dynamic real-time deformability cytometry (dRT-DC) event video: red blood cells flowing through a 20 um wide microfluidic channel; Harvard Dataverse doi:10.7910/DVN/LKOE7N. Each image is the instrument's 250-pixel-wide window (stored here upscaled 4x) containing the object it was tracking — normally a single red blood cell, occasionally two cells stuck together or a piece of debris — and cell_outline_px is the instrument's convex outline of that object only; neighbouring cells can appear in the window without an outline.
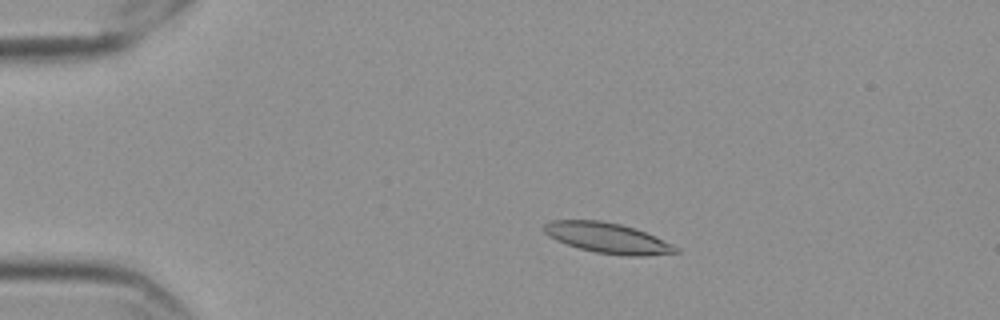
{"species": "Egyptian fruit bat (a non-hibernating species)", "species_latin": "Rousettus aegyptiacus", "temperature_condition": "cold", "stored_images_in_passage": 50, "camera_frame_rate_fps": 3000, "um_per_image_px": 0.085, "frame": {"image": 1, "passage_image": 4, "time_ms": 1.0, "image_size_px": [1000, 320], "cell_outline_px": [[680, 252], [644, 256], [624, 256], [596, 252], [580, 248], [556, 240], [548, 236], [544, 232], [544, 224], [552, 220], [600, 220], [620, 224], [636, 228], [680, 248]], "centroid_in_image_um": [51.65, 20.23], "position_along_channel_um": 33.4, "area_um2": 23.18}}
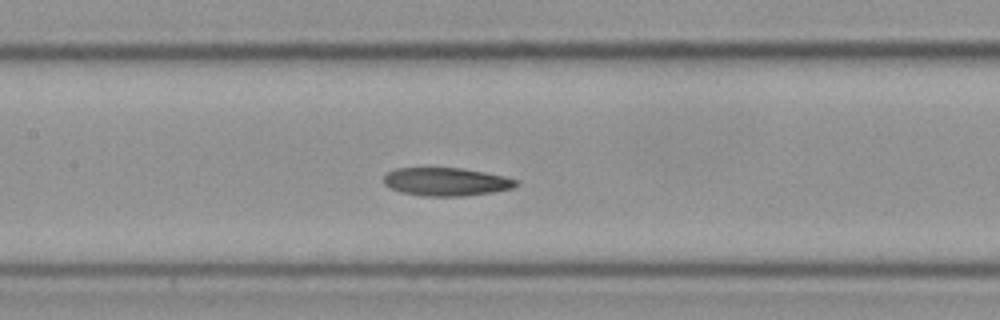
{"frame": {"image": 2, "passage_image": 20, "time_ms": 6.333, "image_size_px": [1000, 320], "cell_outline_px": [[520, 184], [512, 188], [492, 192], [464, 196], [424, 196], [400, 192], [384, 184], [384, 176], [388, 172], [396, 168], [460, 168], [484, 172], [504, 176], [516, 180]], "centroid_in_image_um": [37.92, 15.45], "position_along_channel_um": 169.5, "area_um2": 21.62}}
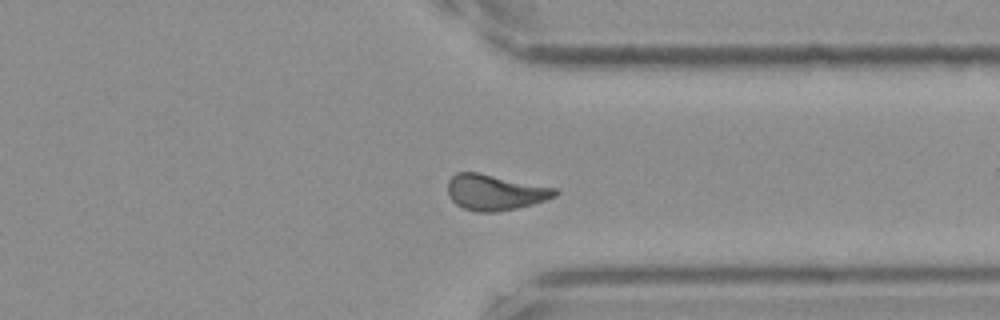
{"frame": {"image": 3, "passage_image": 37, "time_ms": 12.0, "image_size_px": [1000, 320], "cell_outline_px": [[560, 192], [556, 196], [532, 204], [516, 208], [496, 212], [476, 212], [464, 208], [456, 204], [448, 196], [448, 180], [456, 172], [476, 172], [556, 188]], "centroid_in_image_um": [42.05, 16.35], "position_along_channel_um": 369.3, "area_um2": 22.2}, "authors_computed_cell_mechanics": {"area_um2": 21.7906, "velocity_mm_per_s": 3.5343, "shape_relaxation_time_tau1_ms": null, "shape_relaxation_time_tau2_ms": 6.5001, "deformation_change_tau1": null, "deformation_change_tau2": 0.1203}}